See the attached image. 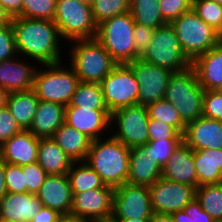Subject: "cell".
I'll list each match as a JSON object with an SVG mask.
<instances>
[{
	"label": "cell",
	"instance_id": "obj_38",
	"mask_svg": "<svg viewBox=\"0 0 222 222\" xmlns=\"http://www.w3.org/2000/svg\"><path fill=\"white\" fill-rule=\"evenodd\" d=\"M183 141V139H164L157 141H149L144 147L147 149L149 158L163 168L169 161L170 156L173 154L175 148Z\"/></svg>",
	"mask_w": 222,
	"mask_h": 222
},
{
	"label": "cell",
	"instance_id": "obj_59",
	"mask_svg": "<svg viewBox=\"0 0 222 222\" xmlns=\"http://www.w3.org/2000/svg\"><path fill=\"white\" fill-rule=\"evenodd\" d=\"M216 91L222 95V85Z\"/></svg>",
	"mask_w": 222,
	"mask_h": 222
},
{
	"label": "cell",
	"instance_id": "obj_20",
	"mask_svg": "<svg viewBox=\"0 0 222 222\" xmlns=\"http://www.w3.org/2000/svg\"><path fill=\"white\" fill-rule=\"evenodd\" d=\"M42 206L70 214L73 194L67 174L48 175L39 191L35 194Z\"/></svg>",
	"mask_w": 222,
	"mask_h": 222
},
{
	"label": "cell",
	"instance_id": "obj_61",
	"mask_svg": "<svg viewBox=\"0 0 222 222\" xmlns=\"http://www.w3.org/2000/svg\"><path fill=\"white\" fill-rule=\"evenodd\" d=\"M213 222H222V220H214Z\"/></svg>",
	"mask_w": 222,
	"mask_h": 222
},
{
	"label": "cell",
	"instance_id": "obj_35",
	"mask_svg": "<svg viewBox=\"0 0 222 222\" xmlns=\"http://www.w3.org/2000/svg\"><path fill=\"white\" fill-rule=\"evenodd\" d=\"M192 10L215 29L222 40V5L214 0H193Z\"/></svg>",
	"mask_w": 222,
	"mask_h": 222
},
{
	"label": "cell",
	"instance_id": "obj_33",
	"mask_svg": "<svg viewBox=\"0 0 222 222\" xmlns=\"http://www.w3.org/2000/svg\"><path fill=\"white\" fill-rule=\"evenodd\" d=\"M201 208L214 220H222V183L205 184L196 188Z\"/></svg>",
	"mask_w": 222,
	"mask_h": 222
},
{
	"label": "cell",
	"instance_id": "obj_55",
	"mask_svg": "<svg viewBox=\"0 0 222 222\" xmlns=\"http://www.w3.org/2000/svg\"><path fill=\"white\" fill-rule=\"evenodd\" d=\"M9 93L0 87V108L6 106Z\"/></svg>",
	"mask_w": 222,
	"mask_h": 222
},
{
	"label": "cell",
	"instance_id": "obj_19",
	"mask_svg": "<svg viewBox=\"0 0 222 222\" xmlns=\"http://www.w3.org/2000/svg\"><path fill=\"white\" fill-rule=\"evenodd\" d=\"M39 138L29 130L14 134L0 146V158L9 164L25 166L37 162Z\"/></svg>",
	"mask_w": 222,
	"mask_h": 222
},
{
	"label": "cell",
	"instance_id": "obj_11",
	"mask_svg": "<svg viewBox=\"0 0 222 222\" xmlns=\"http://www.w3.org/2000/svg\"><path fill=\"white\" fill-rule=\"evenodd\" d=\"M117 125V132L112 136L128 148L144 146L149 142V115L144 105H130L111 113V123Z\"/></svg>",
	"mask_w": 222,
	"mask_h": 222
},
{
	"label": "cell",
	"instance_id": "obj_6",
	"mask_svg": "<svg viewBox=\"0 0 222 222\" xmlns=\"http://www.w3.org/2000/svg\"><path fill=\"white\" fill-rule=\"evenodd\" d=\"M43 66V71L36 69L32 90L39 100L67 106L80 83L79 77L71 66V70L62 68L61 62Z\"/></svg>",
	"mask_w": 222,
	"mask_h": 222
},
{
	"label": "cell",
	"instance_id": "obj_39",
	"mask_svg": "<svg viewBox=\"0 0 222 222\" xmlns=\"http://www.w3.org/2000/svg\"><path fill=\"white\" fill-rule=\"evenodd\" d=\"M159 4L163 19L171 23L183 13L192 10L193 0H160Z\"/></svg>",
	"mask_w": 222,
	"mask_h": 222
},
{
	"label": "cell",
	"instance_id": "obj_34",
	"mask_svg": "<svg viewBox=\"0 0 222 222\" xmlns=\"http://www.w3.org/2000/svg\"><path fill=\"white\" fill-rule=\"evenodd\" d=\"M146 107L149 118L173 126L183 136L186 124L181 120L178 111L169 101L163 98Z\"/></svg>",
	"mask_w": 222,
	"mask_h": 222
},
{
	"label": "cell",
	"instance_id": "obj_54",
	"mask_svg": "<svg viewBox=\"0 0 222 222\" xmlns=\"http://www.w3.org/2000/svg\"><path fill=\"white\" fill-rule=\"evenodd\" d=\"M150 222H174L171 214L154 213Z\"/></svg>",
	"mask_w": 222,
	"mask_h": 222
},
{
	"label": "cell",
	"instance_id": "obj_53",
	"mask_svg": "<svg viewBox=\"0 0 222 222\" xmlns=\"http://www.w3.org/2000/svg\"><path fill=\"white\" fill-rule=\"evenodd\" d=\"M12 16L0 5V25H12Z\"/></svg>",
	"mask_w": 222,
	"mask_h": 222
},
{
	"label": "cell",
	"instance_id": "obj_22",
	"mask_svg": "<svg viewBox=\"0 0 222 222\" xmlns=\"http://www.w3.org/2000/svg\"><path fill=\"white\" fill-rule=\"evenodd\" d=\"M204 90H217L222 85V40L191 62Z\"/></svg>",
	"mask_w": 222,
	"mask_h": 222
},
{
	"label": "cell",
	"instance_id": "obj_46",
	"mask_svg": "<svg viewBox=\"0 0 222 222\" xmlns=\"http://www.w3.org/2000/svg\"><path fill=\"white\" fill-rule=\"evenodd\" d=\"M155 29L147 27L145 25L135 23L134 25V42L136 45V51L139 55L143 53L146 47L151 42Z\"/></svg>",
	"mask_w": 222,
	"mask_h": 222
},
{
	"label": "cell",
	"instance_id": "obj_36",
	"mask_svg": "<svg viewBox=\"0 0 222 222\" xmlns=\"http://www.w3.org/2000/svg\"><path fill=\"white\" fill-rule=\"evenodd\" d=\"M130 0H94L91 5L97 25L111 17L129 12Z\"/></svg>",
	"mask_w": 222,
	"mask_h": 222
},
{
	"label": "cell",
	"instance_id": "obj_12",
	"mask_svg": "<svg viewBox=\"0 0 222 222\" xmlns=\"http://www.w3.org/2000/svg\"><path fill=\"white\" fill-rule=\"evenodd\" d=\"M153 214L149 186L124 183L115 188L112 220L151 219Z\"/></svg>",
	"mask_w": 222,
	"mask_h": 222
},
{
	"label": "cell",
	"instance_id": "obj_25",
	"mask_svg": "<svg viewBox=\"0 0 222 222\" xmlns=\"http://www.w3.org/2000/svg\"><path fill=\"white\" fill-rule=\"evenodd\" d=\"M65 123V106L39 100L37 111L29 131L37 138H52L56 130Z\"/></svg>",
	"mask_w": 222,
	"mask_h": 222
},
{
	"label": "cell",
	"instance_id": "obj_15",
	"mask_svg": "<svg viewBox=\"0 0 222 222\" xmlns=\"http://www.w3.org/2000/svg\"><path fill=\"white\" fill-rule=\"evenodd\" d=\"M115 188L105 185L103 188L72 193L70 214L92 221L109 220L113 214V195Z\"/></svg>",
	"mask_w": 222,
	"mask_h": 222
},
{
	"label": "cell",
	"instance_id": "obj_5",
	"mask_svg": "<svg viewBox=\"0 0 222 222\" xmlns=\"http://www.w3.org/2000/svg\"><path fill=\"white\" fill-rule=\"evenodd\" d=\"M134 25L130 12L111 17L97 26L96 39L118 64L140 57L134 42Z\"/></svg>",
	"mask_w": 222,
	"mask_h": 222
},
{
	"label": "cell",
	"instance_id": "obj_52",
	"mask_svg": "<svg viewBox=\"0 0 222 222\" xmlns=\"http://www.w3.org/2000/svg\"><path fill=\"white\" fill-rule=\"evenodd\" d=\"M57 222H90L89 220L80 218L76 215H72V214H62Z\"/></svg>",
	"mask_w": 222,
	"mask_h": 222
},
{
	"label": "cell",
	"instance_id": "obj_26",
	"mask_svg": "<svg viewBox=\"0 0 222 222\" xmlns=\"http://www.w3.org/2000/svg\"><path fill=\"white\" fill-rule=\"evenodd\" d=\"M52 139L73 161H85L91 147L92 139L66 123L54 133Z\"/></svg>",
	"mask_w": 222,
	"mask_h": 222
},
{
	"label": "cell",
	"instance_id": "obj_31",
	"mask_svg": "<svg viewBox=\"0 0 222 222\" xmlns=\"http://www.w3.org/2000/svg\"><path fill=\"white\" fill-rule=\"evenodd\" d=\"M160 0H130L129 12L135 23L157 29L167 22L163 19Z\"/></svg>",
	"mask_w": 222,
	"mask_h": 222
},
{
	"label": "cell",
	"instance_id": "obj_1",
	"mask_svg": "<svg viewBox=\"0 0 222 222\" xmlns=\"http://www.w3.org/2000/svg\"><path fill=\"white\" fill-rule=\"evenodd\" d=\"M12 25L18 56H30L41 64L62 61L59 49L61 35L54 21L14 17Z\"/></svg>",
	"mask_w": 222,
	"mask_h": 222
},
{
	"label": "cell",
	"instance_id": "obj_37",
	"mask_svg": "<svg viewBox=\"0 0 222 222\" xmlns=\"http://www.w3.org/2000/svg\"><path fill=\"white\" fill-rule=\"evenodd\" d=\"M56 0H23L21 17L54 20Z\"/></svg>",
	"mask_w": 222,
	"mask_h": 222
},
{
	"label": "cell",
	"instance_id": "obj_40",
	"mask_svg": "<svg viewBox=\"0 0 222 222\" xmlns=\"http://www.w3.org/2000/svg\"><path fill=\"white\" fill-rule=\"evenodd\" d=\"M5 183L7 192H27V186L23 174V166L12 165L5 162Z\"/></svg>",
	"mask_w": 222,
	"mask_h": 222
},
{
	"label": "cell",
	"instance_id": "obj_30",
	"mask_svg": "<svg viewBox=\"0 0 222 222\" xmlns=\"http://www.w3.org/2000/svg\"><path fill=\"white\" fill-rule=\"evenodd\" d=\"M67 177L72 193H81L105 186L101 177L85 161H81V164L80 161L73 162Z\"/></svg>",
	"mask_w": 222,
	"mask_h": 222
},
{
	"label": "cell",
	"instance_id": "obj_3",
	"mask_svg": "<svg viewBox=\"0 0 222 222\" xmlns=\"http://www.w3.org/2000/svg\"><path fill=\"white\" fill-rule=\"evenodd\" d=\"M204 88L192 66L173 72L167 84L165 99L178 111L181 120L187 124L203 116Z\"/></svg>",
	"mask_w": 222,
	"mask_h": 222
},
{
	"label": "cell",
	"instance_id": "obj_28",
	"mask_svg": "<svg viewBox=\"0 0 222 222\" xmlns=\"http://www.w3.org/2000/svg\"><path fill=\"white\" fill-rule=\"evenodd\" d=\"M198 187L222 183V149L194 150Z\"/></svg>",
	"mask_w": 222,
	"mask_h": 222
},
{
	"label": "cell",
	"instance_id": "obj_48",
	"mask_svg": "<svg viewBox=\"0 0 222 222\" xmlns=\"http://www.w3.org/2000/svg\"><path fill=\"white\" fill-rule=\"evenodd\" d=\"M61 215L62 214L54 209L42 206L40 211L30 220V222H57Z\"/></svg>",
	"mask_w": 222,
	"mask_h": 222
},
{
	"label": "cell",
	"instance_id": "obj_44",
	"mask_svg": "<svg viewBox=\"0 0 222 222\" xmlns=\"http://www.w3.org/2000/svg\"><path fill=\"white\" fill-rule=\"evenodd\" d=\"M148 135L149 141L183 139L182 135L173 126L151 118L148 122Z\"/></svg>",
	"mask_w": 222,
	"mask_h": 222
},
{
	"label": "cell",
	"instance_id": "obj_42",
	"mask_svg": "<svg viewBox=\"0 0 222 222\" xmlns=\"http://www.w3.org/2000/svg\"><path fill=\"white\" fill-rule=\"evenodd\" d=\"M13 25H0V62L17 56Z\"/></svg>",
	"mask_w": 222,
	"mask_h": 222
},
{
	"label": "cell",
	"instance_id": "obj_27",
	"mask_svg": "<svg viewBox=\"0 0 222 222\" xmlns=\"http://www.w3.org/2000/svg\"><path fill=\"white\" fill-rule=\"evenodd\" d=\"M37 163L48 175H64L68 173L73 161L52 138H41Z\"/></svg>",
	"mask_w": 222,
	"mask_h": 222
},
{
	"label": "cell",
	"instance_id": "obj_4",
	"mask_svg": "<svg viewBox=\"0 0 222 222\" xmlns=\"http://www.w3.org/2000/svg\"><path fill=\"white\" fill-rule=\"evenodd\" d=\"M73 44L70 66L80 82L100 83L118 65L96 38L74 40Z\"/></svg>",
	"mask_w": 222,
	"mask_h": 222
},
{
	"label": "cell",
	"instance_id": "obj_32",
	"mask_svg": "<svg viewBox=\"0 0 222 222\" xmlns=\"http://www.w3.org/2000/svg\"><path fill=\"white\" fill-rule=\"evenodd\" d=\"M67 106L108 110L104 102L101 84L91 82H80Z\"/></svg>",
	"mask_w": 222,
	"mask_h": 222
},
{
	"label": "cell",
	"instance_id": "obj_14",
	"mask_svg": "<svg viewBox=\"0 0 222 222\" xmlns=\"http://www.w3.org/2000/svg\"><path fill=\"white\" fill-rule=\"evenodd\" d=\"M150 189V201L153 213L172 214L185 210L196 198V188L189 184L172 182L160 177Z\"/></svg>",
	"mask_w": 222,
	"mask_h": 222
},
{
	"label": "cell",
	"instance_id": "obj_10",
	"mask_svg": "<svg viewBox=\"0 0 222 222\" xmlns=\"http://www.w3.org/2000/svg\"><path fill=\"white\" fill-rule=\"evenodd\" d=\"M100 84L110 113L138 104L139 84L126 64H118Z\"/></svg>",
	"mask_w": 222,
	"mask_h": 222
},
{
	"label": "cell",
	"instance_id": "obj_60",
	"mask_svg": "<svg viewBox=\"0 0 222 222\" xmlns=\"http://www.w3.org/2000/svg\"><path fill=\"white\" fill-rule=\"evenodd\" d=\"M214 1L222 5V0H214Z\"/></svg>",
	"mask_w": 222,
	"mask_h": 222
},
{
	"label": "cell",
	"instance_id": "obj_51",
	"mask_svg": "<svg viewBox=\"0 0 222 222\" xmlns=\"http://www.w3.org/2000/svg\"><path fill=\"white\" fill-rule=\"evenodd\" d=\"M7 193L5 183V162L0 158V199Z\"/></svg>",
	"mask_w": 222,
	"mask_h": 222
},
{
	"label": "cell",
	"instance_id": "obj_50",
	"mask_svg": "<svg viewBox=\"0 0 222 222\" xmlns=\"http://www.w3.org/2000/svg\"><path fill=\"white\" fill-rule=\"evenodd\" d=\"M195 221L196 222L214 221V219L201 208L200 202L196 198H195Z\"/></svg>",
	"mask_w": 222,
	"mask_h": 222
},
{
	"label": "cell",
	"instance_id": "obj_9",
	"mask_svg": "<svg viewBox=\"0 0 222 222\" xmlns=\"http://www.w3.org/2000/svg\"><path fill=\"white\" fill-rule=\"evenodd\" d=\"M54 23L65 40H83L96 37L97 24L90 5L78 0H56Z\"/></svg>",
	"mask_w": 222,
	"mask_h": 222
},
{
	"label": "cell",
	"instance_id": "obj_7",
	"mask_svg": "<svg viewBox=\"0 0 222 222\" xmlns=\"http://www.w3.org/2000/svg\"><path fill=\"white\" fill-rule=\"evenodd\" d=\"M170 24L176 32L183 53L191 62L221 41L218 32L193 10L183 13Z\"/></svg>",
	"mask_w": 222,
	"mask_h": 222
},
{
	"label": "cell",
	"instance_id": "obj_47",
	"mask_svg": "<svg viewBox=\"0 0 222 222\" xmlns=\"http://www.w3.org/2000/svg\"><path fill=\"white\" fill-rule=\"evenodd\" d=\"M174 222H196L195 221V198L187 205L185 210L176 211L171 214Z\"/></svg>",
	"mask_w": 222,
	"mask_h": 222
},
{
	"label": "cell",
	"instance_id": "obj_23",
	"mask_svg": "<svg viewBox=\"0 0 222 222\" xmlns=\"http://www.w3.org/2000/svg\"><path fill=\"white\" fill-rule=\"evenodd\" d=\"M36 67L26 62L13 59L0 62V87L8 93L17 91H29L33 88Z\"/></svg>",
	"mask_w": 222,
	"mask_h": 222
},
{
	"label": "cell",
	"instance_id": "obj_2",
	"mask_svg": "<svg viewBox=\"0 0 222 222\" xmlns=\"http://www.w3.org/2000/svg\"><path fill=\"white\" fill-rule=\"evenodd\" d=\"M92 140L85 162L101 177L105 185L116 188L127 182L130 148L113 136Z\"/></svg>",
	"mask_w": 222,
	"mask_h": 222
},
{
	"label": "cell",
	"instance_id": "obj_29",
	"mask_svg": "<svg viewBox=\"0 0 222 222\" xmlns=\"http://www.w3.org/2000/svg\"><path fill=\"white\" fill-rule=\"evenodd\" d=\"M39 99L33 90L9 93L6 106L22 130H29Z\"/></svg>",
	"mask_w": 222,
	"mask_h": 222
},
{
	"label": "cell",
	"instance_id": "obj_24",
	"mask_svg": "<svg viewBox=\"0 0 222 222\" xmlns=\"http://www.w3.org/2000/svg\"><path fill=\"white\" fill-rule=\"evenodd\" d=\"M147 156L148 152L144 146L130 149L129 174L126 183L151 186L161 177L162 167Z\"/></svg>",
	"mask_w": 222,
	"mask_h": 222
},
{
	"label": "cell",
	"instance_id": "obj_56",
	"mask_svg": "<svg viewBox=\"0 0 222 222\" xmlns=\"http://www.w3.org/2000/svg\"><path fill=\"white\" fill-rule=\"evenodd\" d=\"M114 222H150V219L132 218L128 220H113Z\"/></svg>",
	"mask_w": 222,
	"mask_h": 222
},
{
	"label": "cell",
	"instance_id": "obj_13",
	"mask_svg": "<svg viewBox=\"0 0 222 222\" xmlns=\"http://www.w3.org/2000/svg\"><path fill=\"white\" fill-rule=\"evenodd\" d=\"M126 65L139 84L138 104L147 106L165 97L172 71L137 58Z\"/></svg>",
	"mask_w": 222,
	"mask_h": 222
},
{
	"label": "cell",
	"instance_id": "obj_45",
	"mask_svg": "<svg viewBox=\"0 0 222 222\" xmlns=\"http://www.w3.org/2000/svg\"><path fill=\"white\" fill-rule=\"evenodd\" d=\"M22 129L11 115L7 106L0 108V146Z\"/></svg>",
	"mask_w": 222,
	"mask_h": 222
},
{
	"label": "cell",
	"instance_id": "obj_43",
	"mask_svg": "<svg viewBox=\"0 0 222 222\" xmlns=\"http://www.w3.org/2000/svg\"><path fill=\"white\" fill-rule=\"evenodd\" d=\"M23 174L27 192L31 194H36L39 191L48 176L37 162L23 166Z\"/></svg>",
	"mask_w": 222,
	"mask_h": 222
},
{
	"label": "cell",
	"instance_id": "obj_8",
	"mask_svg": "<svg viewBox=\"0 0 222 222\" xmlns=\"http://www.w3.org/2000/svg\"><path fill=\"white\" fill-rule=\"evenodd\" d=\"M139 58L172 72L182 71L191 66V61L183 53L176 32L170 23L155 29L151 42Z\"/></svg>",
	"mask_w": 222,
	"mask_h": 222
},
{
	"label": "cell",
	"instance_id": "obj_17",
	"mask_svg": "<svg viewBox=\"0 0 222 222\" xmlns=\"http://www.w3.org/2000/svg\"><path fill=\"white\" fill-rule=\"evenodd\" d=\"M183 141L193 150L222 149V121L199 117L188 122Z\"/></svg>",
	"mask_w": 222,
	"mask_h": 222
},
{
	"label": "cell",
	"instance_id": "obj_41",
	"mask_svg": "<svg viewBox=\"0 0 222 222\" xmlns=\"http://www.w3.org/2000/svg\"><path fill=\"white\" fill-rule=\"evenodd\" d=\"M203 117L222 121V95L216 90H205Z\"/></svg>",
	"mask_w": 222,
	"mask_h": 222
},
{
	"label": "cell",
	"instance_id": "obj_49",
	"mask_svg": "<svg viewBox=\"0 0 222 222\" xmlns=\"http://www.w3.org/2000/svg\"><path fill=\"white\" fill-rule=\"evenodd\" d=\"M0 5L7 10L12 18L21 17L23 0H0Z\"/></svg>",
	"mask_w": 222,
	"mask_h": 222
},
{
	"label": "cell",
	"instance_id": "obj_16",
	"mask_svg": "<svg viewBox=\"0 0 222 222\" xmlns=\"http://www.w3.org/2000/svg\"><path fill=\"white\" fill-rule=\"evenodd\" d=\"M65 123L86 134L92 140L99 139L102 131L113 125L109 110L82 109L77 106H65Z\"/></svg>",
	"mask_w": 222,
	"mask_h": 222
},
{
	"label": "cell",
	"instance_id": "obj_57",
	"mask_svg": "<svg viewBox=\"0 0 222 222\" xmlns=\"http://www.w3.org/2000/svg\"><path fill=\"white\" fill-rule=\"evenodd\" d=\"M78 1H81L82 3H85V4L91 6V5L93 4V1H94V0H78Z\"/></svg>",
	"mask_w": 222,
	"mask_h": 222
},
{
	"label": "cell",
	"instance_id": "obj_18",
	"mask_svg": "<svg viewBox=\"0 0 222 222\" xmlns=\"http://www.w3.org/2000/svg\"><path fill=\"white\" fill-rule=\"evenodd\" d=\"M161 177L177 183L198 187L197 172L194 163V150L182 141L163 166Z\"/></svg>",
	"mask_w": 222,
	"mask_h": 222
},
{
	"label": "cell",
	"instance_id": "obj_58",
	"mask_svg": "<svg viewBox=\"0 0 222 222\" xmlns=\"http://www.w3.org/2000/svg\"><path fill=\"white\" fill-rule=\"evenodd\" d=\"M92 222H114L112 219L109 220H100V221H92Z\"/></svg>",
	"mask_w": 222,
	"mask_h": 222
},
{
	"label": "cell",
	"instance_id": "obj_21",
	"mask_svg": "<svg viewBox=\"0 0 222 222\" xmlns=\"http://www.w3.org/2000/svg\"><path fill=\"white\" fill-rule=\"evenodd\" d=\"M41 207L35 194L7 192L0 199V219L3 222H30Z\"/></svg>",
	"mask_w": 222,
	"mask_h": 222
}]
</instances>
